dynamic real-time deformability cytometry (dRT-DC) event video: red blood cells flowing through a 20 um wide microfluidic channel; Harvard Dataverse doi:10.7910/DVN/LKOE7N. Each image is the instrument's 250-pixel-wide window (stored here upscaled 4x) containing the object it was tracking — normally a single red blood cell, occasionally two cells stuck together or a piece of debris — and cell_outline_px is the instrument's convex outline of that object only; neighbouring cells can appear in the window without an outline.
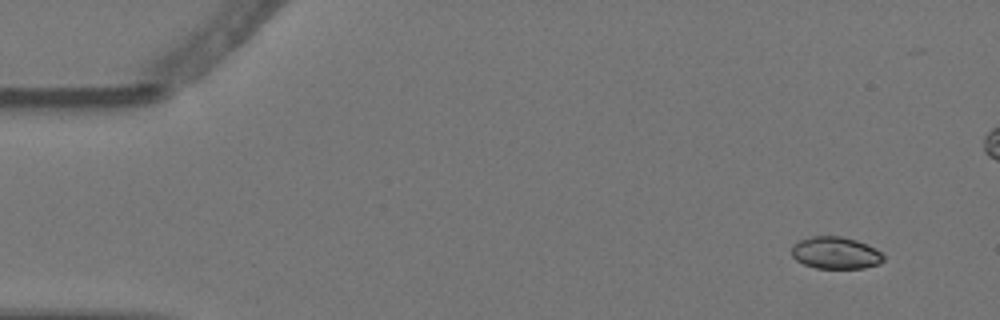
{"species": "Egyptian fruit bat (a non-hibernating species)", "species_latin": "Rousettus aegyptiacus", "temperature_condition": "warm", "stored_images_in_passage": 5, "camera_frame_rate_fps": 3000, "um_per_image_px": 0.085, "animal": {"sex": "female"}, "frame": {"image": 1, "passage_image": 1, "time_ms": 0.0, "image_size_px": [1000, 320], "cell_outline_px": [[884, 260], [880, 264], [864, 268], [816, 268], [804, 264], [796, 260], [792, 256], [792, 244], [800, 240], [812, 236], [840, 236], [856, 240], [876, 248], [884, 256]], "centroid_in_image_um": [71.03, 21.5], "position_along_channel_um": 14.0, "area_um2": 17.22}}